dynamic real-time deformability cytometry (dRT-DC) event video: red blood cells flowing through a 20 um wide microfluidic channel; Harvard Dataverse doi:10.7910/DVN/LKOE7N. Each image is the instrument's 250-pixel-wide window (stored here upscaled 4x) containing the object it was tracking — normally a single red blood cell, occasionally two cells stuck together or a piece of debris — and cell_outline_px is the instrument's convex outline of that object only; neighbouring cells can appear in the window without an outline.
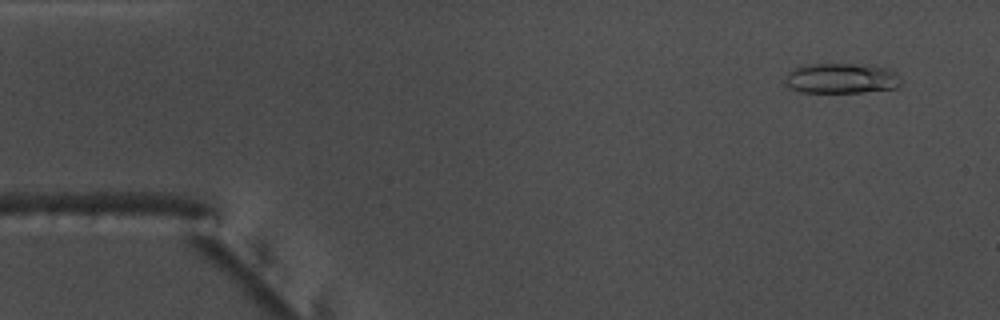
{"species": "common noctule bat (a hibernating species)", "species_latin": "Nyctalus noctula", "temperature_condition": "warm", "stored_images_in_passage": 54, "camera_frame_rate_fps": 3000, "um_per_image_px": 0.085, "animal": {"sex": "male", "body_mass_g": 17.5, "forearm_length_mm": 52.3}, "frame": {"image": 1, "passage_image": 4, "time_ms": 1.0, "image_size_px": [1000, 320], "cell_outline_px": [[900, 84], [896, 88], [860, 92], [800, 92], [792, 88], [784, 80], [784, 76], [788, 72], [804, 64], [872, 64], [888, 68], [896, 72], [900, 76]], "centroid_in_image_um": [71.55, 6.64], "position_along_channel_um": 13.5, "area_um2": 20.58}}
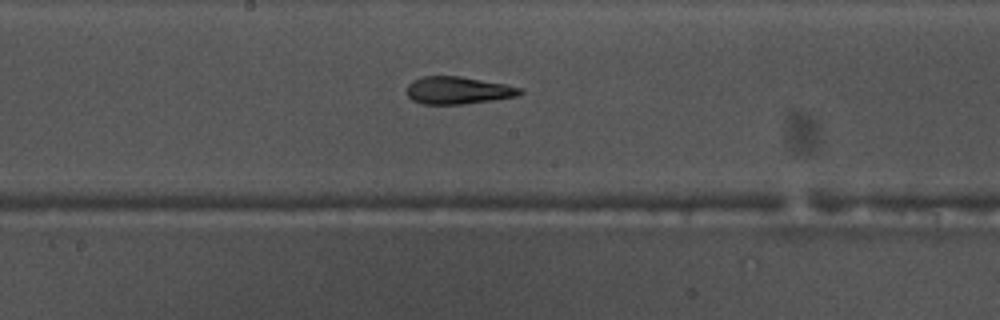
{"frame": {"image": 2, "passage_image": 28, "time_ms": 9.0, "image_size_px": [1000, 320], "cell_outline_px": [[524, 92], [516, 96], [492, 100], [460, 104], [420, 104], [412, 100], [408, 96], [408, 84], [412, 80], [420, 76], [460, 76], [504, 84], [524, 88]], "centroid_in_image_um": [38.91, 7.67], "position_along_channel_um": 209.3, "area_um2": 18.09}}
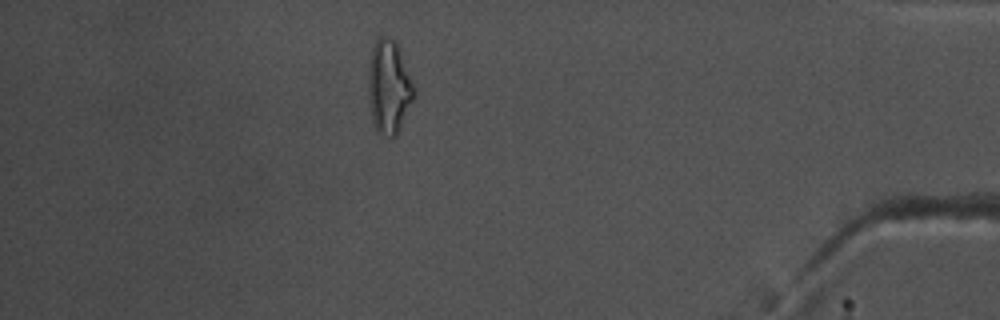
{"frame": {"image": 3, "passage_image": 47, "time_ms": 15.333, "image_size_px": [1000, 320], "cell_outline_px": [[416, 92], [400, 128], [396, 136], [392, 136], [376, 132], [372, 120], [368, 96], [368, 68], [372, 48], [376, 40], [380, 36], [388, 36], [396, 40]], "centroid_in_image_um": [33.04, 7.36], "position_along_channel_um": 402.2, "area_um2": 24.85}, "authors_computed_cell_mechanics": {"area_um2": 18.9873, "velocity_mm_per_s": 3.7864, "shape_relaxation_time_tau1_ms": null, "shape_relaxation_time_tau2_ms": 2.038, "deformation_change_tau1": null, "deformation_change_tau2": 0.1159}}